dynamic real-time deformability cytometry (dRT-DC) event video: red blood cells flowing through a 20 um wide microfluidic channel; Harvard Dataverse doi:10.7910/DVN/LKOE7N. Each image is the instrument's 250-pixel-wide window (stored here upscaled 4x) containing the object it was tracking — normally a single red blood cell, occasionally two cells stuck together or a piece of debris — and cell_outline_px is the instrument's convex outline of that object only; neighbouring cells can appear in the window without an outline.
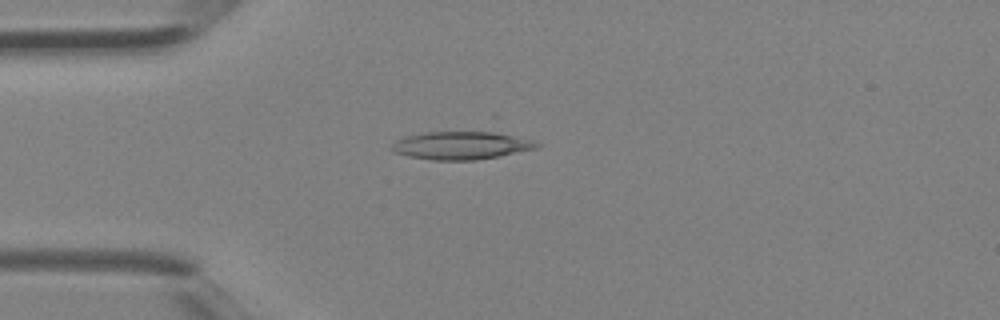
{"species": "Egyptian fruit bat (a non-hibernating species)", "species_latin": "Rousettus aegyptiacus", "temperature_condition": "room temperature", "stored_images_in_passage": 2, "camera_frame_rate_fps": 3000, "um_per_image_px": 0.085, "animal": {"sex": "female"}, "frame": {"image": 1, "passage_image": 2, "time_ms": 0.333, "image_size_px": [1000, 320], "cell_outline_px": [[540, 144], [536, 148], [500, 156], [476, 160], [432, 160], [408, 156], [392, 152], [392, 144], [396, 140], [404, 136], [424, 132], [484, 128], [488, 128], [532, 140]], "centroid_in_image_um": [39.23, 12.3], "position_along_channel_um": 45.8, "area_um2": 24.91}}